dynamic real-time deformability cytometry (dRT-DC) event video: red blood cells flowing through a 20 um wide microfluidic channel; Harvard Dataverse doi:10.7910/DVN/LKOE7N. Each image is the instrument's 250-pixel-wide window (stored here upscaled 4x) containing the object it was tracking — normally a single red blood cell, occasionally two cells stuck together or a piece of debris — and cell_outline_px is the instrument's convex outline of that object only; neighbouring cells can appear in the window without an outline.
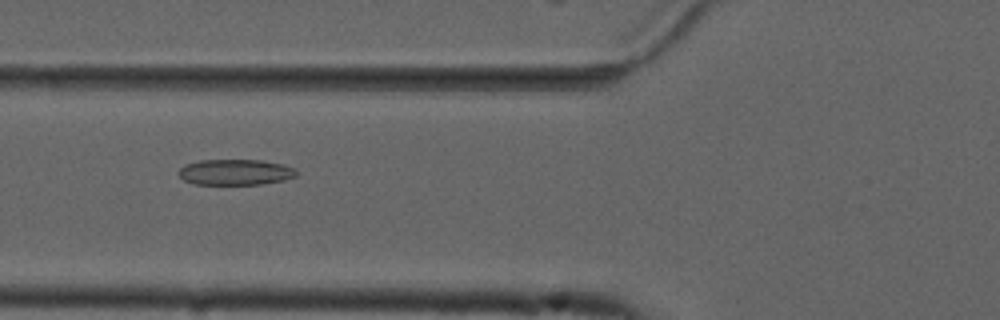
{"species": "common noctule bat (a hibernating species)", "species_latin": "Nyctalus noctula", "temperature_condition": "cold", "stored_images_in_passage": 37, "camera_frame_rate_fps": 3000, "um_per_image_px": 0.085, "animal": {"sex": "male", "forearm_length_mm": 52.5}, "frame": {"image": 1, "passage_image": 9, "time_ms": 2.667, "image_size_px": [1000, 320], "cell_outline_px": [[300, 172], [296, 176], [284, 180], [260, 184], [192, 184], [184, 180], [180, 176], [180, 168], [184, 164], [200, 160], [264, 160], [296, 168]], "centroid_in_image_um": [20.03, 14.63], "position_along_channel_um": 105.8, "area_um2": 17.74}}
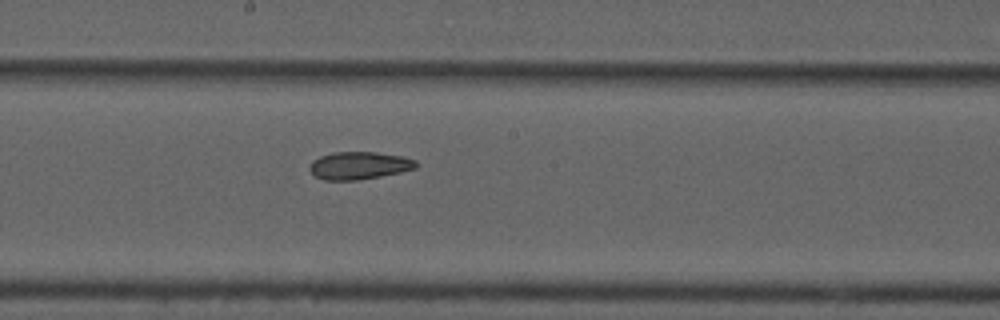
{"frame": {"image": 2, "passage_image": 18, "time_ms": 5.667, "image_size_px": [1000, 320], "cell_outline_px": [[420, 164], [416, 168], [400, 172], [380, 176], [356, 180], [324, 180], [316, 176], [308, 168], [312, 160], [320, 156], [332, 152], [376, 152], [404, 156], [416, 160]], "centroid_in_image_um": [30.55, 14.06], "position_along_channel_um": 217.7, "area_um2": 17.22}}
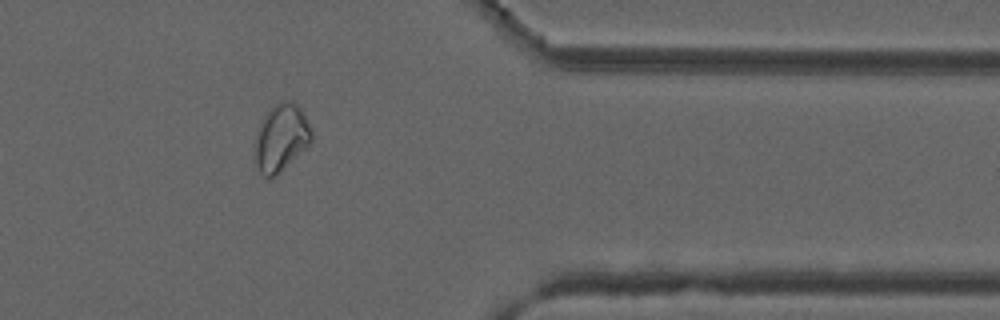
{"frame": {"image": 3, "passage_image": 33, "time_ms": 10.667, "image_size_px": [1000, 320], "cell_outline_px": [[312, 140], [276, 176], [268, 180], [260, 172], [256, 164], [256, 132], [264, 116], [276, 104], [284, 100], [292, 100], [304, 112], [312, 132]], "centroid_in_image_um": [23.9, 11.71], "position_along_channel_um": 387.5, "area_um2": 21.79}, "authors_computed_cell_mechanics": {"area_um2": 17.8024, "velocity_mm_per_s": 3.7251, "shape_relaxation_time_tau1_ms": null, "shape_relaxation_time_tau2_ms": 7.5203, "deformation_change_tau1": null, "deformation_change_tau2": 0.1302}}